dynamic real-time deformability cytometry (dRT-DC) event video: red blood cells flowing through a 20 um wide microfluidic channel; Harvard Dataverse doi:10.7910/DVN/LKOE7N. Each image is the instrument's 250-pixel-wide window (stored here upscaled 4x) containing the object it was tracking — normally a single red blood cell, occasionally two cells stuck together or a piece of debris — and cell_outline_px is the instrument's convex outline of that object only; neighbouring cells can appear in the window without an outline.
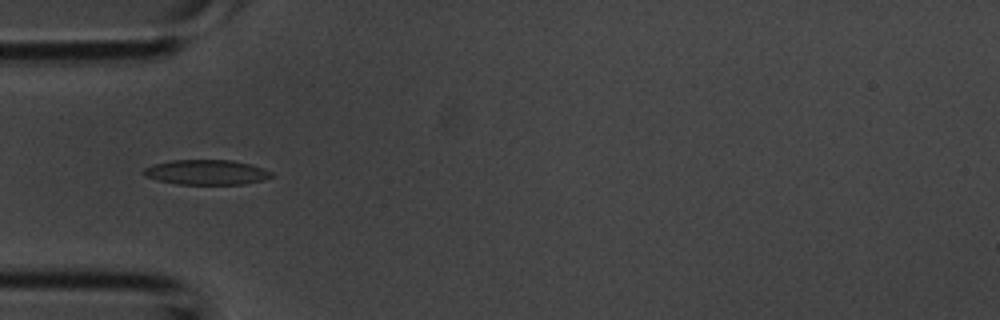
{"species": "common noctule bat (a hibernating species)", "species_latin": "Nyctalus noctula", "temperature_condition": "room temperature", "stored_images_in_passage": 36, "camera_frame_rate_fps": 3000, "um_per_image_px": 0.085, "animal": {"sex": "male", "body_mass_g": 20.1, "forearm_length_mm": 53.5}, "frame": {"image": 1, "passage_image": 7, "time_ms": 2.0, "image_size_px": [1000, 320], "cell_outline_px": [[272, 176], [264, 180], [244, 184], [176, 184], [156, 180], [144, 176], [144, 168], [156, 164], [172, 160], [232, 160], [248, 164], [272, 172]], "centroid_in_image_um": [17.53, 14.65], "position_along_channel_um": 67.5, "area_um2": 18.38}}
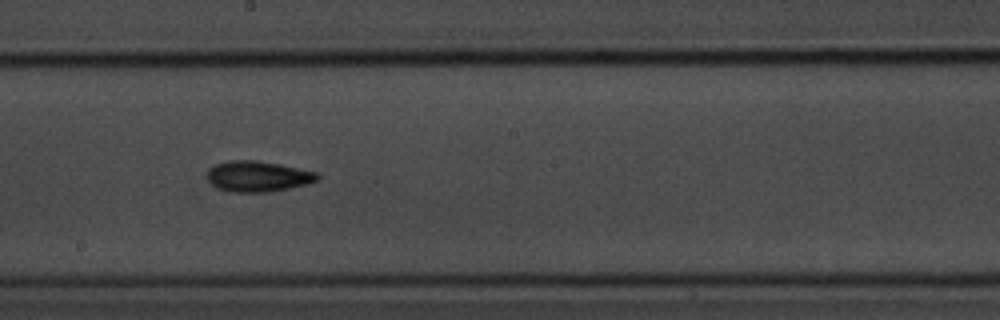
{"frame": {"image": 2, "passage_image": 17, "time_ms": 5.333, "image_size_px": [1000, 320], "cell_outline_px": [[320, 176], [316, 180], [308, 184], [268, 192], [232, 192], [216, 188], [208, 180], [208, 168], [216, 164], [228, 160], [256, 160], [280, 164], [316, 172]], "centroid_in_image_um": [21.89, 14.99], "position_along_channel_um": 226.3, "area_um2": 19.71}}
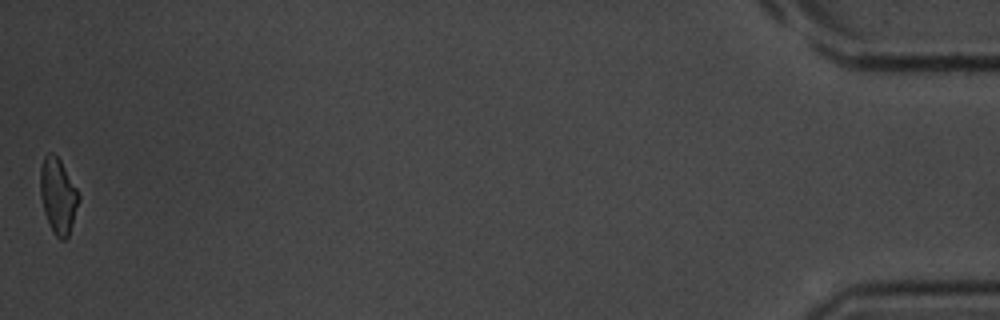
{"frame": {"image": 3, "passage_image": 36, "time_ms": 11.667, "image_size_px": [1000, 320], "cell_outline_px": [[80, 200], [68, 236], [64, 240], [60, 240], [52, 232], [44, 212], [40, 196], [40, 168], [44, 156], [48, 152], [52, 152], [60, 160], [76, 188], [80, 196]], "centroid_in_image_um": [4.92, 16.65], "position_along_channel_um": 430.3, "area_um2": 16.88}}